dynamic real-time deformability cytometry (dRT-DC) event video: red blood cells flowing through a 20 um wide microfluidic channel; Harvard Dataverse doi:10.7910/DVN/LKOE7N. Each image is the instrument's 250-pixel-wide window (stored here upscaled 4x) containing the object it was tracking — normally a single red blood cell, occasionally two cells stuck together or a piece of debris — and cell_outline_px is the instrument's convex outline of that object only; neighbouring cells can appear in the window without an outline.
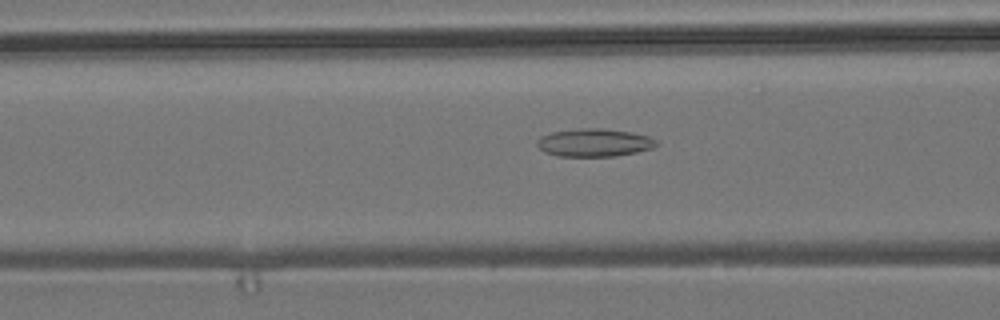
{"species": "common noctule bat (a hibernating species)", "species_latin": "Nyctalus noctula", "temperature_condition": "room temperature", "stored_images_in_passage": 54, "camera_frame_rate_fps": 3000, "um_per_image_px": 0.085, "animal": {"sex": "male", "body_mass_g": 19.2, "forearm_length_mm": 51.8}, "frame": {"image": 1, "passage_image": 21, "time_ms": 6.667, "image_size_px": [1000, 320], "cell_outline_px": [[656, 144], [652, 148], [636, 152], [616, 156], [556, 156], [544, 152], [536, 144], [536, 140], [540, 136], [552, 132], [580, 128], [600, 128], [632, 132], [648, 136], [656, 140]], "centroid_in_image_um": [50.47, 12.12], "position_along_channel_um": 116.1, "area_um2": 19.42}}
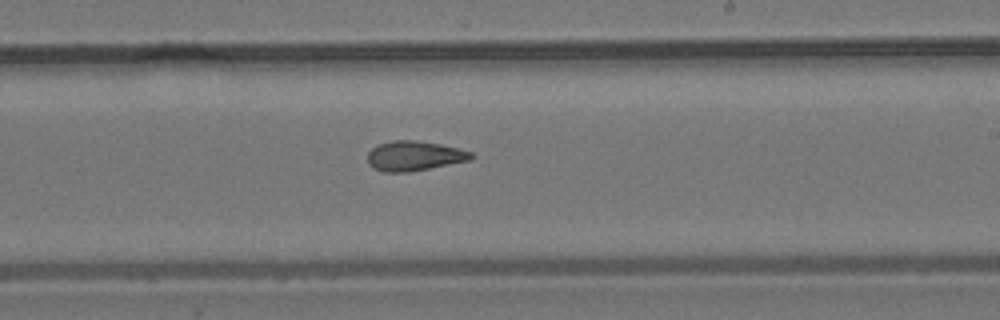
{"frame": {"image": 2, "passage_image": 32, "time_ms": 10.333, "image_size_px": [1000, 320], "cell_outline_px": [[476, 156], [468, 160], [408, 172], [384, 172], [372, 168], [368, 164], [368, 152], [372, 148], [380, 144], [392, 140], [416, 140], [440, 144], [460, 148], [472, 152]], "centroid_in_image_um": [35.2, 13.24], "position_along_channel_um": 253.8, "area_um2": 17.92}}
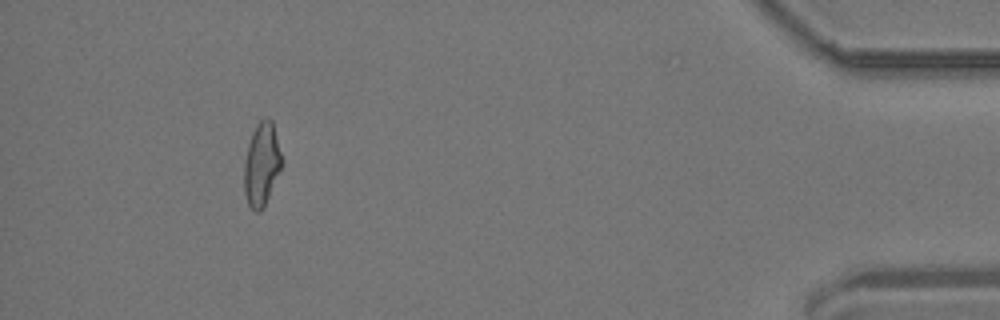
{"frame": {"image": 3, "passage_image": 50, "time_ms": 16.333, "image_size_px": [1000, 320], "cell_outline_px": [[280, 168], [264, 208], [260, 212], [256, 212], [248, 204], [244, 192], [244, 164], [248, 144], [252, 132], [256, 124], [264, 116], [268, 116], [272, 120], [280, 152]], "centroid_in_image_um": [22.21, 13.95], "position_along_channel_um": 413.0, "area_um2": 17.98}, "authors_computed_cell_mechanics": {"area_um2": 18.6405, "velocity_mm_per_s": 3.7553, "shape_relaxation_time_tau1_ms": null, "shape_relaxation_time_tau2_ms": 2.7252, "deformation_change_tau1": null, "deformation_change_tau2": 0.0977}}